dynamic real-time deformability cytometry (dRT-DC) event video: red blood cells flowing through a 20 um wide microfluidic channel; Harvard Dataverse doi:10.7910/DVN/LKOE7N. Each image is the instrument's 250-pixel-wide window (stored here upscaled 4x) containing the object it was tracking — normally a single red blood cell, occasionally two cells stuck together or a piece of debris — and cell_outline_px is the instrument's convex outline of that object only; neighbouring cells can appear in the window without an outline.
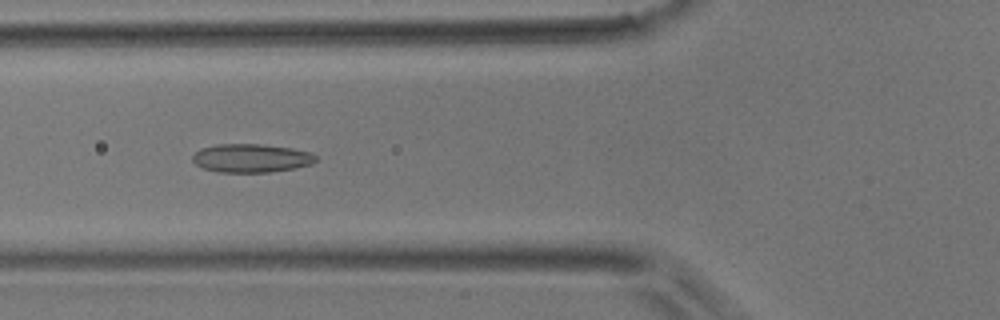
{"species": "common noctule bat (a hibernating species)", "species_latin": "Nyctalus noctula", "temperature_condition": "room temperature", "stored_images_in_passage": 41, "camera_frame_rate_fps": 3000, "um_per_image_px": 0.085, "animal": {"sex": "male", "body_mass_g": 17.9}, "frame": {"image": 1, "passage_image": 9, "time_ms": 2.667, "image_size_px": [1000, 320], "cell_outline_px": [[316, 160], [312, 164], [296, 168], [268, 172], [216, 172], [204, 168], [196, 164], [192, 160], [192, 156], [200, 148], [216, 144], [260, 144], [292, 148], [312, 152], [316, 156]], "centroid_in_image_um": [21.36, 13.44], "position_along_channel_um": 104.4, "area_um2": 20.58}}
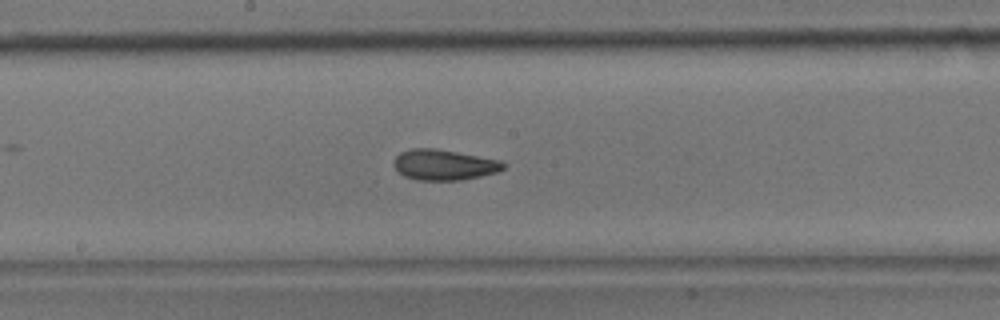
{"frame": {"image": 2, "passage_image": 17, "time_ms": 5.333, "image_size_px": [1000, 320], "cell_outline_px": [[508, 164], [504, 168], [496, 172], [480, 176], [460, 180], [416, 180], [404, 176], [392, 164], [392, 160], [400, 152], [412, 148], [436, 148], [500, 160]], "centroid_in_image_um": [37.72, 14.0], "position_along_channel_um": 210.5, "area_um2": 19.59}}
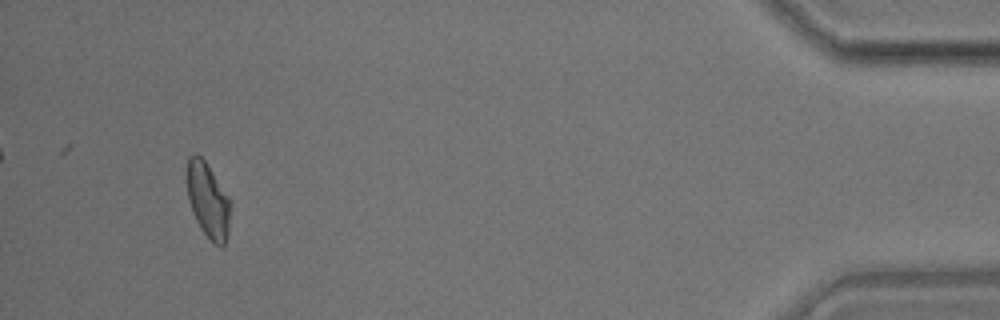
{"frame": {"image": 3, "passage_image": 38, "time_ms": 12.333, "image_size_px": [1000, 320], "cell_outline_px": [[232, 200], [228, 236], [224, 244], [216, 244], [200, 228], [192, 212], [188, 200], [184, 176], [188, 156], [196, 152], [204, 160]], "centroid_in_image_um": [17.65, 16.95], "position_along_channel_um": 417.5, "area_um2": 19.59}}